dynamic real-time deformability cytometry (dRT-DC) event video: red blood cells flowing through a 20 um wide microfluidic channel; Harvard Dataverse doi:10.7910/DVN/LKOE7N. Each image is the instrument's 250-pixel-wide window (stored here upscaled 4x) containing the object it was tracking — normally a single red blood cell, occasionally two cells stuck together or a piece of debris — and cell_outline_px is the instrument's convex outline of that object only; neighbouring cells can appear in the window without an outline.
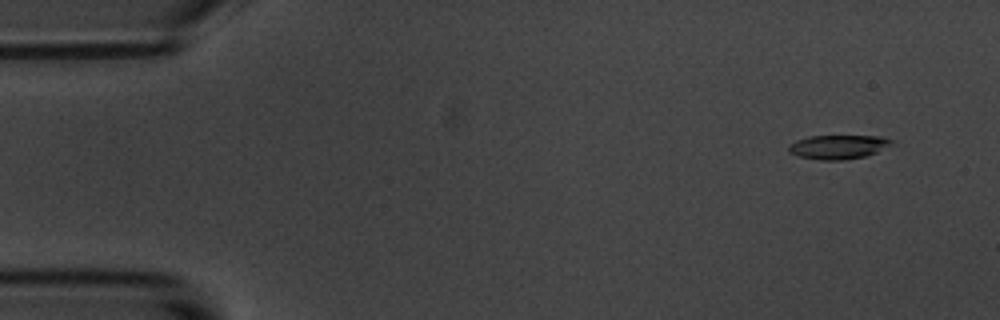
{"species": "common noctule bat (a hibernating species)", "species_latin": "Nyctalus noctula", "temperature_condition": "room temperature", "stored_images_in_passage": 5, "camera_frame_rate_fps": 3000, "um_per_image_px": 0.085, "animal": {"sex": "male", "body_mass_g": 20.1, "forearm_length_mm": 53.5}, "frame": {"image": 1, "passage_image": 2, "time_ms": 1.0, "image_size_px": [1000, 320], "cell_outline_px": [[896, 140], [892, 144], [876, 152], [864, 156], [844, 160], [820, 160], [800, 156], [788, 152], [788, 144], [796, 140], [808, 136], [880, 136]], "centroid_in_image_um": [71.24, 12.48], "position_along_channel_um": 13.8, "area_um2": 14.45}}